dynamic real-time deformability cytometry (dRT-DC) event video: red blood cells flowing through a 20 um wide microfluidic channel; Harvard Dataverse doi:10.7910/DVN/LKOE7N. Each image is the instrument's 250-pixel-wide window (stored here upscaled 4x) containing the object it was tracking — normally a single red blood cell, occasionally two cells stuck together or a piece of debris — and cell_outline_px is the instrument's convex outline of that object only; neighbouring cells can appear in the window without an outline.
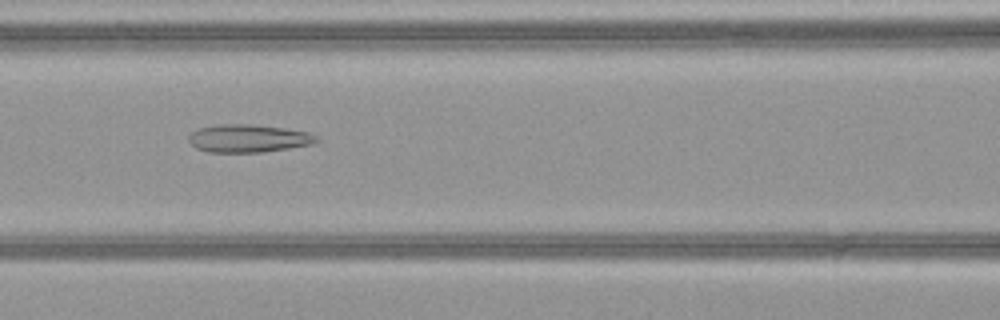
{"species": "common noctule bat (a hibernating species)", "species_latin": "Nyctalus noctula", "temperature_condition": "warm", "stored_images_in_passage": 35, "camera_frame_rate_fps": 3000, "um_per_image_px": 0.085, "animal": {"sex": "female", "body_mass_g": 21.9}, "frame": {"image": 1, "passage_image": 7, "time_ms": 2.0, "image_size_px": [1000, 320], "cell_outline_px": [[320, 140], [312, 144], [264, 152], [208, 152], [196, 148], [188, 140], [188, 136], [192, 132], [200, 128], [220, 124], [252, 124], [284, 128], [312, 132]], "centroid_in_image_um": [21.14, 11.76], "position_along_channel_um": 145.5, "area_um2": 20.81}}
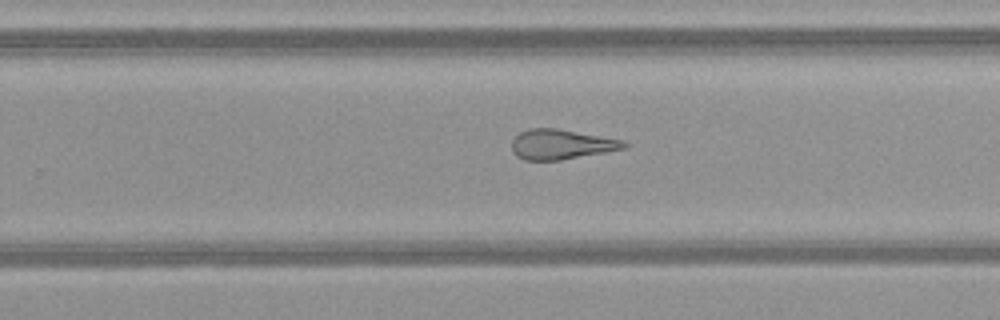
{"frame": {"image": 2, "passage_image": 17, "time_ms": 5.333, "image_size_px": [1000, 320], "cell_outline_px": [[628, 148], [560, 160], [524, 160], [516, 156], [512, 152], [512, 140], [520, 132], [528, 128], [556, 128], [624, 140], [628, 144]], "centroid_in_image_um": [47.7, 12.27], "position_along_channel_um": 282.1, "area_um2": 19.65}}
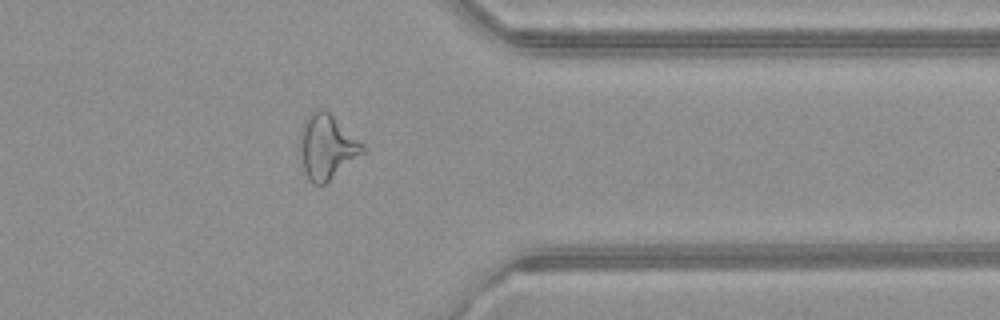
{"frame": {"image": 3, "passage_image": 25, "time_ms": 8.0, "image_size_px": [1000, 320], "cell_outline_px": [[364, 152], [324, 184], [312, 184], [308, 180], [304, 172], [300, 152], [300, 132], [304, 120], [316, 108], [324, 108], [364, 144]], "centroid_in_image_um": [27.75, 12.46], "position_along_channel_um": 383.6, "area_um2": 23.35}, "authors_computed_cell_mechanics": {"area_um2": 21.4438, "velocity_mm_per_s": 4.1082, "shape_relaxation_time_tau1_ms": null, "shape_relaxation_time_tau2_ms": 2.8431, "deformation_change_tau1": null, "deformation_change_tau2": 0.1578}}